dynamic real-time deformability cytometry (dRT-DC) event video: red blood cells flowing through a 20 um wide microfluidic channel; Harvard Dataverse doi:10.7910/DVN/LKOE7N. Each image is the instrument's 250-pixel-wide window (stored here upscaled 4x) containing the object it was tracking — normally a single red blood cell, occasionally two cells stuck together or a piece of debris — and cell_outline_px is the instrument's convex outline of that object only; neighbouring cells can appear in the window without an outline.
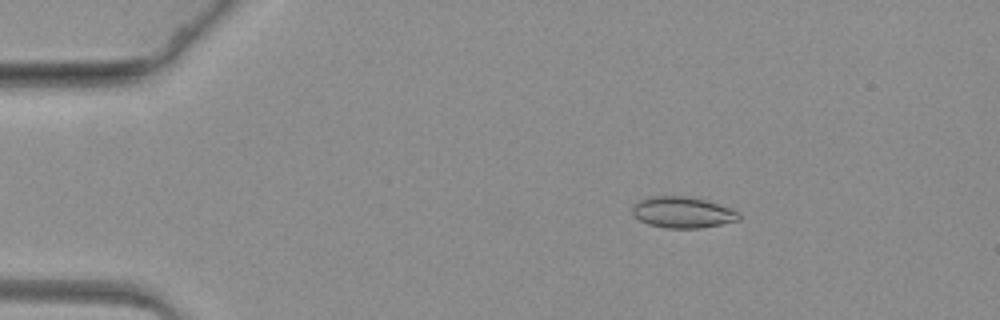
{"species": "common noctule bat (a hibernating species)", "species_latin": "Nyctalus noctula", "temperature_condition": "warm", "stored_images_in_passage": 53, "camera_frame_rate_fps": 3000, "um_per_image_px": 0.085, "animal": {"sex": "female", "body_mass_g": 19.3, "forearm_length_mm": 54.1}, "frame": {"image": 1, "passage_image": 1, "time_ms": 0.0, "image_size_px": [1000, 320], "cell_outline_px": [[740, 220], [700, 228], [664, 228], [648, 224], [640, 220], [632, 212], [632, 208], [640, 200], [648, 196], [688, 196], [720, 204], [740, 212]], "centroid_in_image_um": [58.04, 18.05], "position_along_channel_um": 27.0, "area_um2": 19.31}}
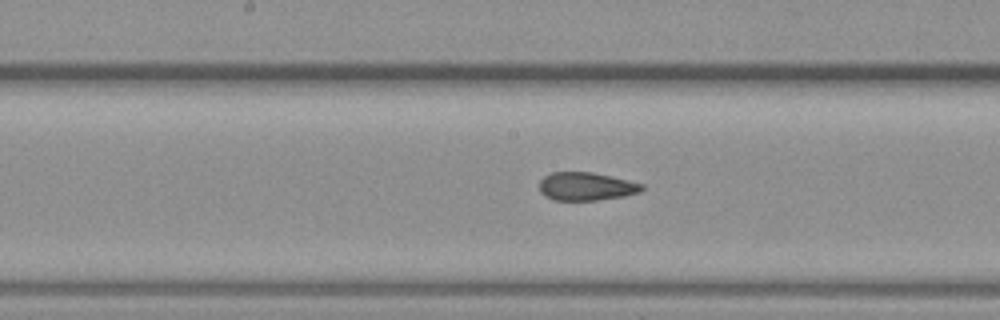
{"frame": {"image": 2, "passage_image": 23, "time_ms": 7.333, "image_size_px": [1000, 320], "cell_outline_px": [[644, 188], [640, 192], [624, 196], [596, 200], [552, 200], [544, 196], [540, 192], [540, 180], [544, 176], [552, 172], [592, 172], [612, 176], [644, 184]], "centroid_in_image_um": [49.82, 15.84], "position_along_channel_um": 198.4, "area_um2": 16.94}}
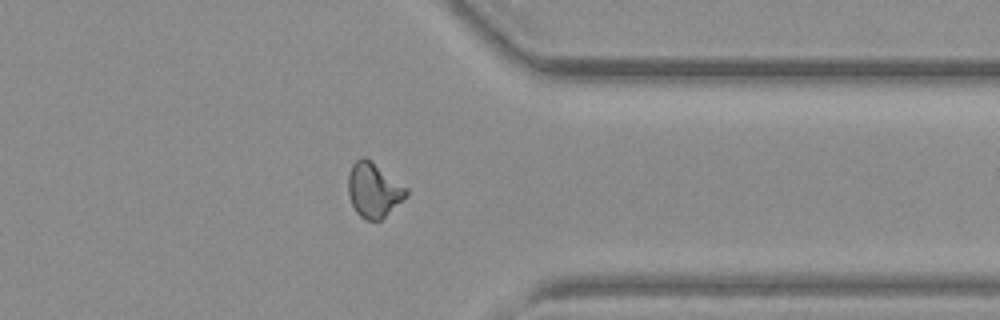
{"frame": {"image": 3, "passage_image": 40, "time_ms": 13.0, "image_size_px": [1000, 320], "cell_outline_px": [[408, 196], [380, 220], [368, 220], [360, 216], [356, 212], [348, 196], [348, 176], [352, 164], [360, 156], [364, 156], [408, 188]], "centroid_in_image_um": [31.75, 16.15], "position_along_channel_um": 379.6, "area_um2": 18.38}}